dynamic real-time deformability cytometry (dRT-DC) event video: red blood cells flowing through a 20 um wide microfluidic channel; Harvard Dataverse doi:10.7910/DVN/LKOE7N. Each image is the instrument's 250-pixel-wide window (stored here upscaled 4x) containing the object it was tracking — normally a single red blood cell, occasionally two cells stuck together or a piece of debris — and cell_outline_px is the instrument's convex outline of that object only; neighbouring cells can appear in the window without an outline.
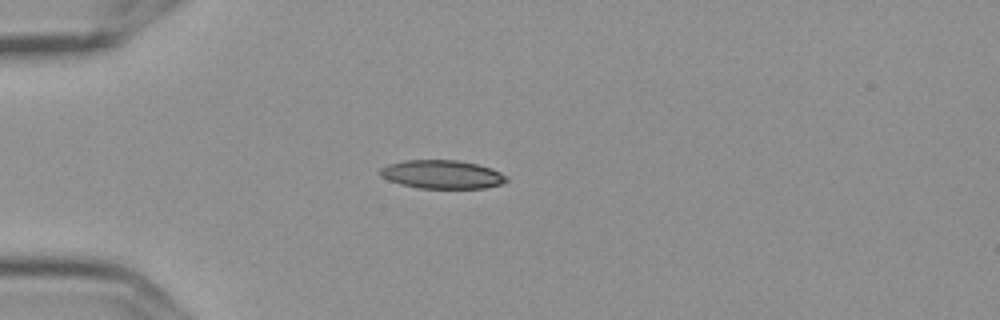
{"species": "Egyptian fruit bat (a non-hibernating species)", "species_latin": "Rousettus aegyptiacus", "temperature_condition": "cold", "stored_images_in_passage": 6, "camera_frame_rate_fps": 3000, "um_per_image_px": 0.085, "frame": {"image": 1, "passage_image": 1, "time_ms": 0.0, "image_size_px": [1000, 320], "cell_outline_px": [[508, 180], [500, 184], [484, 188], [420, 188], [400, 184], [388, 180], [380, 176], [380, 168], [388, 164], [404, 160], [456, 160], [476, 164], [492, 168], [508, 176]], "centroid_in_image_um": [37.57, 14.82], "position_along_channel_um": 47.4, "area_um2": 20.98}}
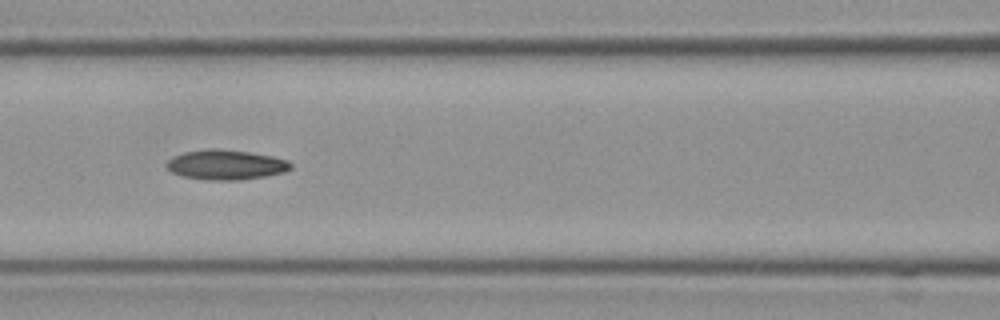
{"frame": {"image": 2, "passage_image": 4, "time_ms": 1.0, "image_size_px": [1000, 320], "cell_outline_px": [[292, 168], [284, 172], [264, 176], [240, 180], [208, 180], [184, 176], [172, 172], [164, 164], [168, 160], [184, 152], [208, 148], [216, 148], [248, 152], [272, 156], [288, 160], [292, 164]], "centroid_in_image_um": [19.21, 14.0], "position_along_channel_um": 147.4, "area_um2": 21.5}}
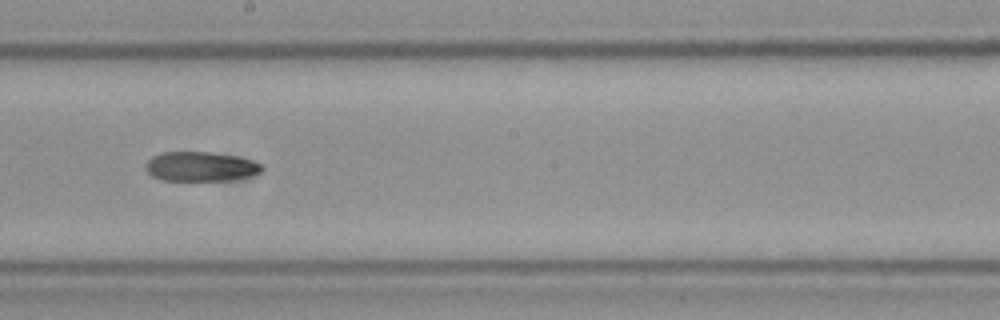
{"frame": {"image": 3, "passage_image": 6, "time_ms": 1.667, "image_size_px": [1000, 320], "cell_outline_px": [[264, 168], [260, 172], [252, 176], [232, 180], [164, 180], [152, 176], [144, 168], [148, 160], [152, 156], [164, 152], [212, 152], [236, 156], [252, 160], [264, 164]], "centroid_in_image_um": [17.09, 14.15], "position_along_channel_um": 231.1, "area_um2": 20.11}}